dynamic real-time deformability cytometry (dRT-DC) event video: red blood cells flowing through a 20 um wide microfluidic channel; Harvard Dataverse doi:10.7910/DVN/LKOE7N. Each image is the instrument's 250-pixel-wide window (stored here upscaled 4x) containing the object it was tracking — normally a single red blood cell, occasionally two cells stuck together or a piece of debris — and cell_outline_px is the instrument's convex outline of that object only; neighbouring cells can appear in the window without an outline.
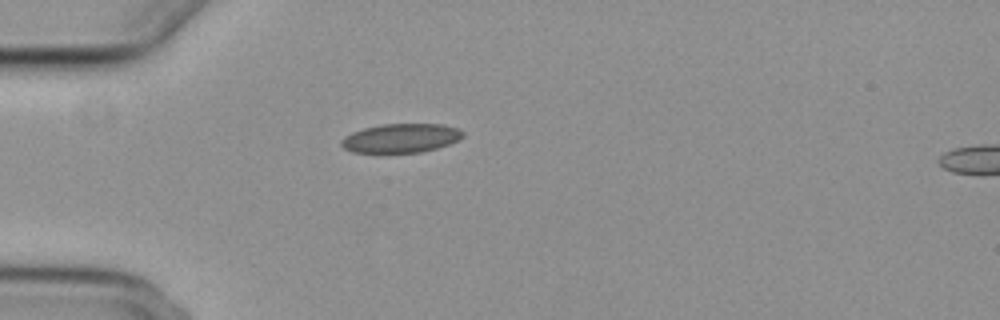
{"species": "common noctule bat (a hibernating species)", "species_latin": "Nyctalus noctula", "temperature_condition": "cold", "stored_images_in_passage": 6, "camera_frame_rate_fps": 3000, "um_per_image_px": 0.085, "animal": {"sex": "female", "body_mass_g": 29.2, "forearm_length_mm": 56.3}, "frame": {"image": 1, "passage_image": 1, "time_ms": 0.0, "image_size_px": [1000, 320], "cell_outline_px": [[464, 136], [460, 140], [436, 148], [420, 152], [352, 152], [344, 148], [340, 144], [340, 140], [344, 136], [352, 132], [364, 128], [380, 124], [444, 124], [460, 128], [464, 132]], "centroid_in_image_um": [34.1, 11.73], "position_along_channel_um": 50.9, "area_um2": 20.63}}
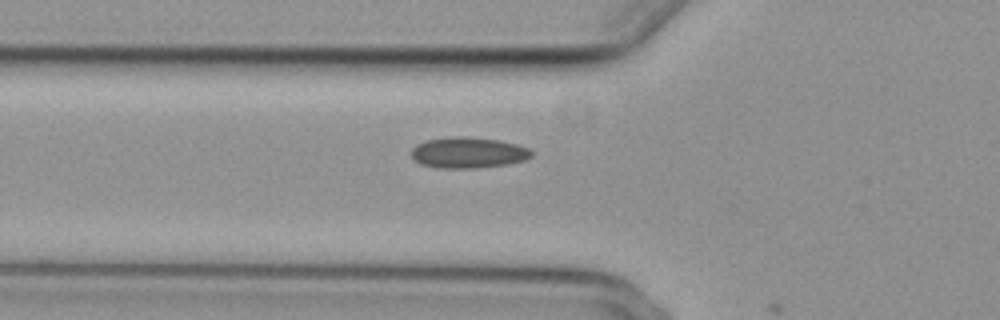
{"frame": {"image": 2, "passage_image": 5, "time_ms": 1.333, "image_size_px": [1000, 320], "cell_outline_px": [[532, 156], [524, 160], [508, 164], [472, 168], [436, 168], [420, 164], [412, 156], [412, 148], [416, 144], [424, 140], [452, 136], [464, 136], [500, 140], [516, 144], [528, 148], [532, 152]], "centroid_in_image_um": [39.77, 12.97], "position_along_channel_um": 86.0, "area_um2": 21.73}}